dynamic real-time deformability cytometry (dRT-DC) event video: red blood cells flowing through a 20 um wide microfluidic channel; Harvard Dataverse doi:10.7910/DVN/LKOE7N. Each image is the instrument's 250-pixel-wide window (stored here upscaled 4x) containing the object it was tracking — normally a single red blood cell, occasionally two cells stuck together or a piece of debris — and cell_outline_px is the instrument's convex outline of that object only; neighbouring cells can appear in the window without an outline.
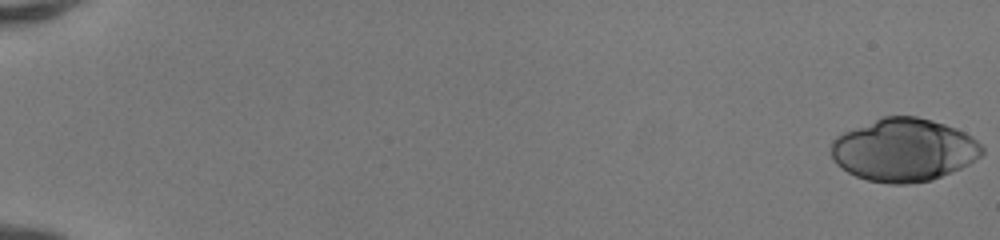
{"species": "human", "species_latin": "Homo sapiens", "temperature_condition": "room temperature", "stored_images_in_passage": 51, "camera_frame_rate_fps": 3000, "um_per_image_px": 0.085, "donor": {"sex": "female"}, "frame": {"image": 1, "passage_image": 1, "time_ms": 0.0, "image_size_px": [1000, 240], "cell_outline_px": [[984, 152], [980, 156], [968, 164], [960, 168], [932, 180], [904, 184], [888, 184], [868, 180], [856, 176], [840, 168], [832, 160], [832, 140], [836, 136], [844, 132], [880, 116], [916, 116], [932, 120], [956, 128], [972, 136], [984, 148]], "centroid_in_image_um": [76.81, 12.74], "position_along_channel_um": 8.2, "area_um2": 55.43}}
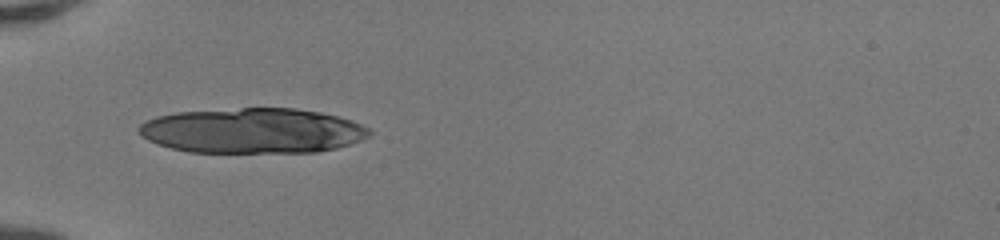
{"frame": {"image": 2, "passage_image": 19, "time_ms": 6.0, "image_size_px": [1000, 240], "cell_outline_px": [[372, 132], [368, 136], [360, 140], [336, 148], [316, 152], [188, 152], [156, 144], [148, 140], [136, 128], [144, 120], [156, 116], [176, 112], [240, 108], [296, 108], [320, 112], [352, 120], [368, 128]], "centroid_in_image_um": [21.44, 11.1], "position_along_channel_um": 63.6, "area_um2": 60.69}}